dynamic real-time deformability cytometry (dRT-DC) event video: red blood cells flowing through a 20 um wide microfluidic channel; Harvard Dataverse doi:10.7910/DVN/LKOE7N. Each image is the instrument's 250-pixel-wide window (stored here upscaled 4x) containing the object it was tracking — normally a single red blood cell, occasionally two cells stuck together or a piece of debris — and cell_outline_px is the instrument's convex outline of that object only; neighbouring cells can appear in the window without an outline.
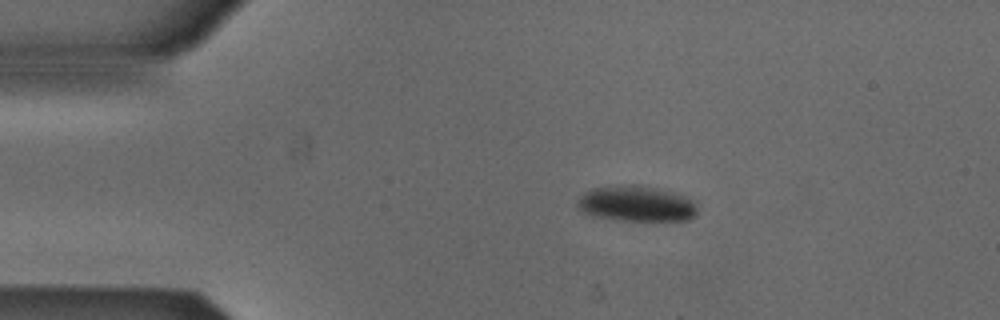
{"species": "Egyptian fruit bat (a non-hibernating species)", "species_latin": "Rousettus aegyptiacus", "temperature_condition": "cold", "stored_images_in_passage": 5, "camera_frame_rate_fps": 3000, "um_per_image_px": 0.085, "animal": {"sex": "male"}, "frame": {"image": 1, "passage_image": 2, "time_ms": 0.333, "image_size_px": [1000, 320], "cell_outline_px": [[696, 212], [688, 220], [624, 220], [596, 216], [580, 208], [576, 204], [576, 200], [584, 192], [596, 188], [632, 184], [640, 184], [676, 192], [692, 200], [696, 208]], "centroid_in_image_um": [54.11, 17.29], "position_along_channel_um": 30.9, "area_um2": 24.51}}
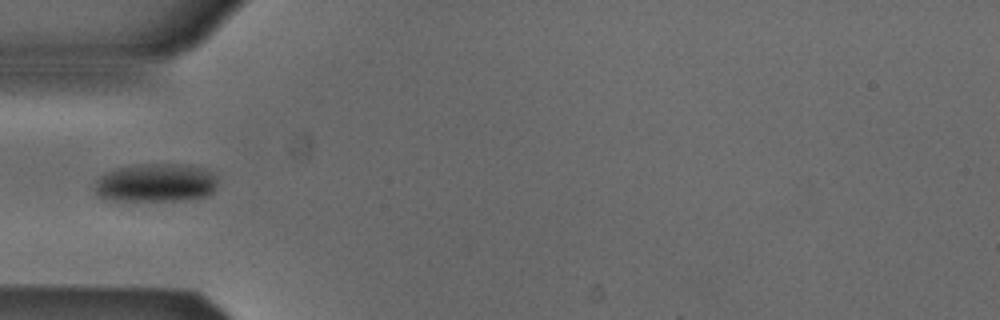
{"frame": {"image": 2, "passage_image": 4, "time_ms": 1.0, "image_size_px": [1000, 320], "cell_outline_px": [[216, 188], [208, 196], [188, 200], [104, 200], [96, 196], [96, 180], [104, 172], [116, 168], [140, 164], [184, 164], [204, 168], [212, 172], [216, 176]], "centroid_in_image_um": [13.24, 15.54], "position_along_channel_um": 71.8, "area_um2": 27.86}}